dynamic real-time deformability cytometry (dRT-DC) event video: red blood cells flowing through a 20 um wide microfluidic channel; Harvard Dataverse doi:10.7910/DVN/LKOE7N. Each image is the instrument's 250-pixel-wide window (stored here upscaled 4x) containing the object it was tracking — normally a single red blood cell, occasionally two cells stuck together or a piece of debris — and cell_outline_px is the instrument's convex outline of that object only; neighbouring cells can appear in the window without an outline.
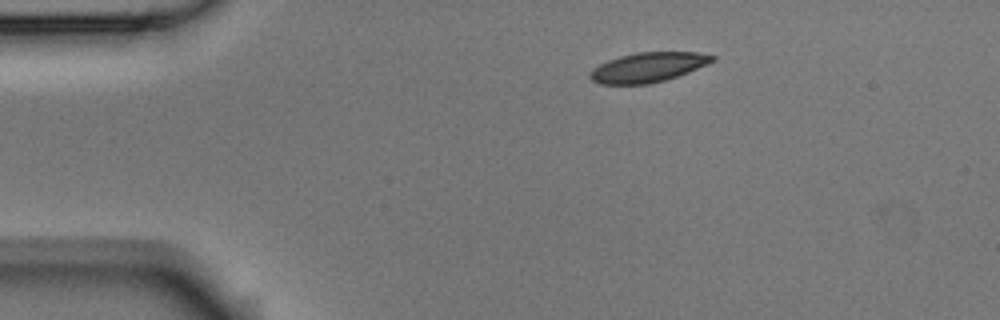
{"species": "Egyptian fruit bat (a non-hibernating species)", "species_latin": "Rousettus aegyptiacus", "temperature_condition": "room temperature", "stored_images_in_passage": 7, "camera_frame_rate_fps": 3000, "um_per_image_px": 0.085, "animal": {"sex": "male"}, "frame": {"image": 1, "passage_image": 1, "time_ms": 0.0, "image_size_px": [1000, 320], "cell_outline_px": [[716, 60], [708, 64], [688, 72], [664, 80], [648, 84], [600, 84], [592, 80], [588, 76], [588, 72], [592, 68], [608, 60], [620, 56], [636, 52], [696, 52], [716, 56]], "centroid_in_image_um": [55.06, 5.71], "position_along_channel_um": 29.9, "area_um2": 21.15}}
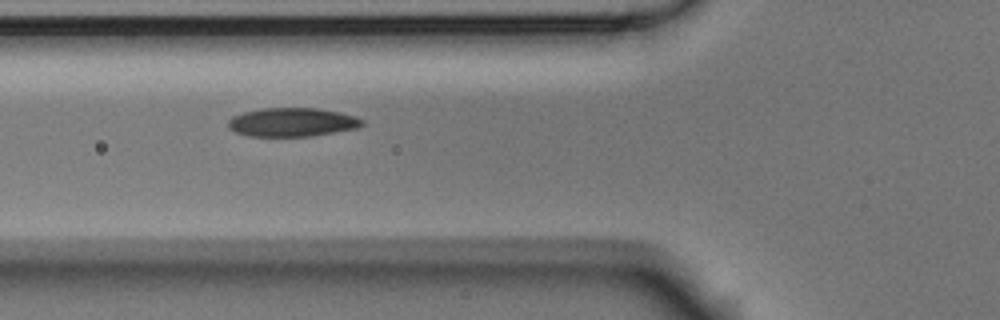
{"frame": {"image": 2, "passage_image": 4, "time_ms": 1.0, "image_size_px": [1000, 320], "cell_outline_px": [[364, 124], [356, 128], [312, 136], [248, 136], [236, 132], [228, 128], [228, 120], [232, 116], [244, 112], [260, 108], [316, 108], [340, 112], [356, 116], [364, 120]], "centroid_in_image_um": [24.82, 10.38], "position_along_channel_um": 101.0, "area_um2": 22.48}}
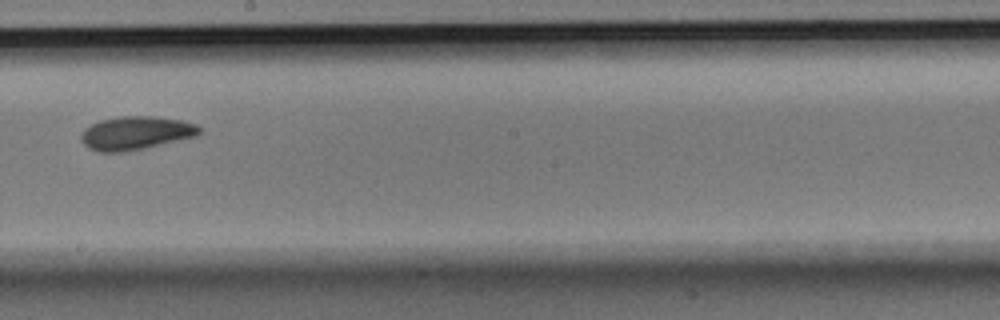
{"frame": {"image": 3, "passage_image": 7, "time_ms": 2.0, "image_size_px": [1000, 320], "cell_outline_px": [[204, 128], [196, 136], [128, 152], [96, 152], [88, 148], [80, 140], [80, 136], [84, 128], [100, 120], [120, 116], [152, 116], [180, 120], [196, 124]], "centroid_in_image_um": [11.52, 11.31], "position_along_channel_um": 236.7, "area_um2": 23.24}}